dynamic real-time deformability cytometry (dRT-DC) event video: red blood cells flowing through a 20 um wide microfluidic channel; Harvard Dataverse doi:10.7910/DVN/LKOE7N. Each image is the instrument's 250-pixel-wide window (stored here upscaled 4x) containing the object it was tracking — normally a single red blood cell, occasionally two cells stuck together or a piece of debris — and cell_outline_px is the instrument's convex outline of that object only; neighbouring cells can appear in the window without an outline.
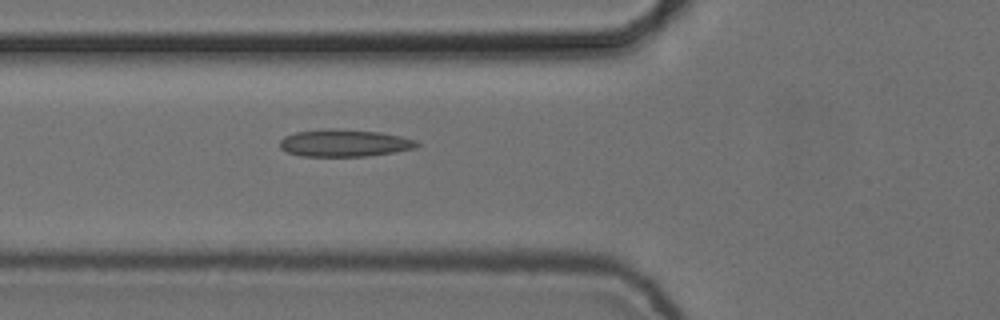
{"species": "common noctule bat (a hibernating species)", "species_latin": "Nyctalus noctula", "temperature_condition": "cold", "stored_images_in_passage": 3, "camera_frame_rate_fps": 3000, "um_per_image_px": 0.085, "animal": {"sex": "female", "body_mass_g": 24.6, "forearm_length_mm": 56.2}, "frame": {"image": 1, "passage_image": 3, "time_ms": 0.667, "image_size_px": [1000, 320], "cell_outline_px": [[420, 144], [416, 148], [396, 152], [368, 156], [300, 156], [288, 152], [280, 148], [280, 140], [284, 136], [296, 132], [324, 128], [336, 128], [380, 132], [400, 136], [416, 140]], "centroid_in_image_um": [29.28, 12.15], "position_along_channel_um": 96.5, "area_um2": 21.96}}